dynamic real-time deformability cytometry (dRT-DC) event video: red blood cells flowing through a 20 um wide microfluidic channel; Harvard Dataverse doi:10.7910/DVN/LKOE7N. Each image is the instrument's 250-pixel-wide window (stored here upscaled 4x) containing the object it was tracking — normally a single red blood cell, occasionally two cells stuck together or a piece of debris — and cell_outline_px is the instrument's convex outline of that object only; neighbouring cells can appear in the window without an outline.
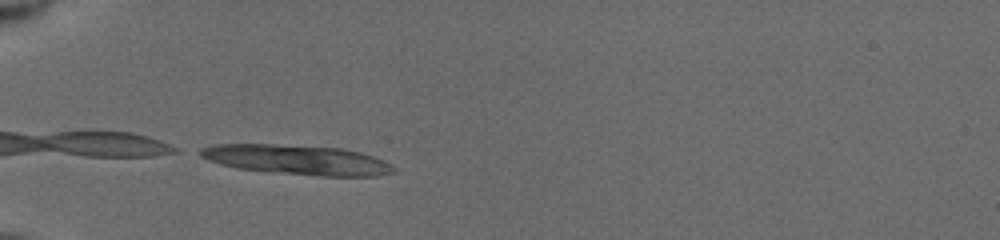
{"species": "common noctule bat (a hibernating species)", "species_latin": "Nyctalus noctula", "temperature_condition": "cold", "stored_images_in_passage": 46, "segment_of_instrument_passage": [1, 2], "camera_frame_rate_fps": 3000, "um_per_image_px": 0.085, "animal": {"sex": "female", "body_mass_g": 19.5, "forearm_length_mm": 54.1}, "frame": {"image": 1, "passage_image": 1, "time_ms": 0.0, "image_size_px": [1000, 240], "cell_outline_px": [[396, 172], [376, 176], [320, 176], [236, 168], [220, 164], [208, 160], [192, 152], [200, 148], [212, 144], [272, 144], [344, 148], [360, 152], [384, 160], [392, 164], [396, 168]], "centroid_in_image_um": [25.23, 13.57], "position_along_channel_um": 59.8, "area_um2": 33.76}}